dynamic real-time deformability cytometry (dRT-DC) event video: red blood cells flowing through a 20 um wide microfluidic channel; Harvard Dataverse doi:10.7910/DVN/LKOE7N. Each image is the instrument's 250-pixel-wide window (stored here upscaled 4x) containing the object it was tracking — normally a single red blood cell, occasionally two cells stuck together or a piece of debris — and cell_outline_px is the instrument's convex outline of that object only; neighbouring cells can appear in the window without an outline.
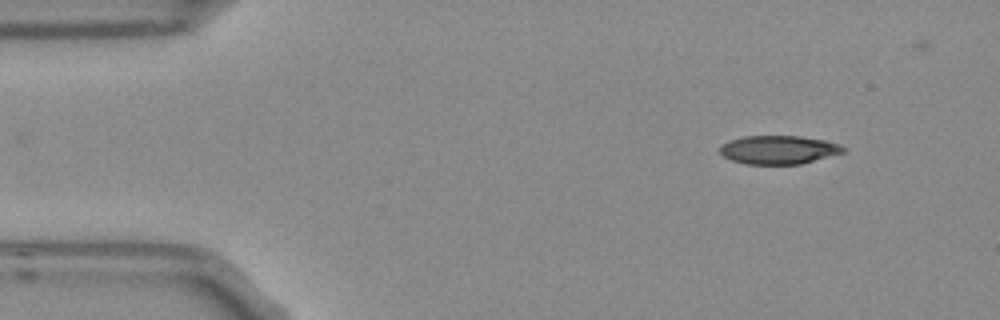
{"species": "Egyptian fruit bat (a non-hibernating species)", "species_latin": "Rousettus aegyptiacus", "temperature_condition": "room temperature", "stored_images_in_passage": 5, "camera_frame_rate_fps": 3000, "um_per_image_px": 0.085, "frame": {"image": 1, "passage_image": 1, "time_ms": 0.0, "image_size_px": [1000, 320], "cell_outline_px": [[848, 148], [844, 152], [800, 164], [744, 164], [732, 160], [724, 156], [720, 152], [720, 144], [728, 140], [744, 136], [800, 136], [824, 140], [840, 144]], "centroid_in_image_um": [66.17, 12.72], "position_along_channel_um": 18.8, "area_um2": 20.58}}
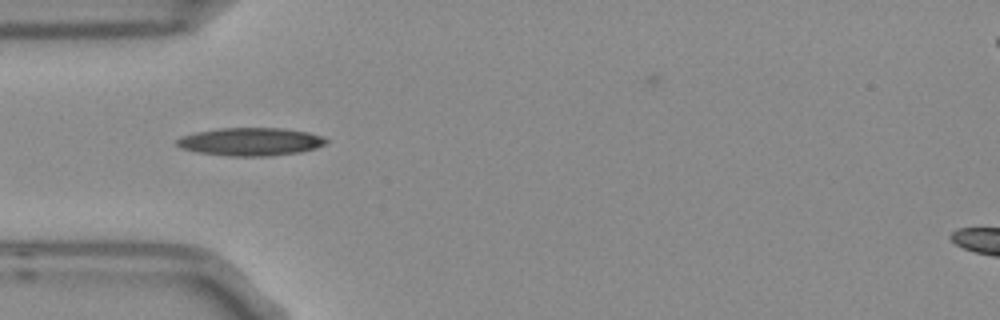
{"frame": {"image": 2, "passage_image": 4, "time_ms": 1.0, "image_size_px": [1000, 320], "cell_outline_px": [[328, 140], [324, 144], [316, 148], [300, 152], [268, 156], [228, 156], [196, 152], [180, 148], [176, 144], [176, 140], [180, 136], [196, 132], [220, 128], [280, 128], [308, 132], [324, 136]], "centroid_in_image_um": [21.28, 12.04], "position_along_channel_um": 63.7, "area_um2": 24.45}}
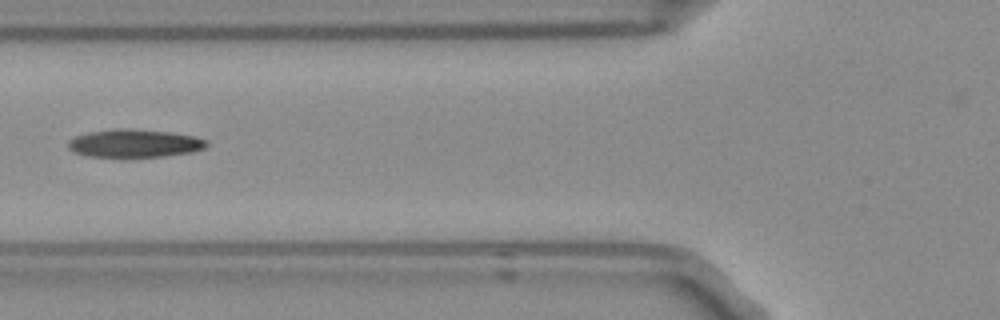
{"frame": {"image": 3, "passage_image": 5, "time_ms": 1.333, "image_size_px": [1000, 320], "cell_outline_px": [[208, 144], [204, 148], [192, 152], [164, 156], [88, 156], [72, 152], [68, 148], [68, 140], [76, 136], [88, 132], [112, 128], [132, 128], [168, 132], [196, 136], [208, 140]], "centroid_in_image_um": [11.42, 12.16], "position_along_channel_um": 114.4, "area_um2": 22.66}}